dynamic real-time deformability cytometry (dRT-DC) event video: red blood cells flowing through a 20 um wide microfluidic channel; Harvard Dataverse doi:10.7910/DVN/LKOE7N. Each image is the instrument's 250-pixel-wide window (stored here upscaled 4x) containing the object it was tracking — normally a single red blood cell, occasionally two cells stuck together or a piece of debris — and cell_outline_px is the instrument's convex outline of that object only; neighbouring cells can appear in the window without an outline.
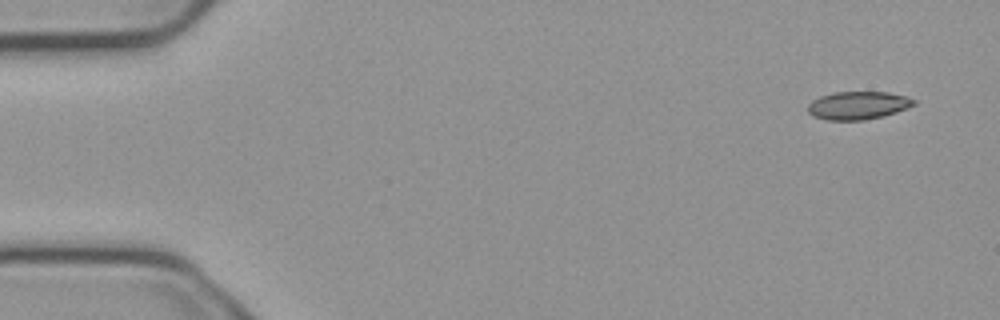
{"species": "common noctule bat (a hibernating species)", "species_latin": "Nyctalus noctula", "temperature_condition": "cold", "stored_images_in_passage": 5, "camera_frame_rate_fps": 3000, "um_per_image_px": 0.085, "animal": {"sex": "male", "body_mass_g": 23.1, "forearm_length_mm": 52.7}, "frame": {"image": 1, "passage_image": 1, "time_ms": 0.0, "image_size_px": [1000, 320], "cell_outline_px": [[916, 104], [908, 108], [884, 116], [864, 120], [828, 120], [812, 116], [808, 112], [808, 104], [812, 100], [820, 96], [836, 92], [888, 92], [904, 96], [916, 100]], "centroid_in_image_um": [72.93, 8.96], "position_along_channel_um": 12.1, "area_um2": 17.34}}